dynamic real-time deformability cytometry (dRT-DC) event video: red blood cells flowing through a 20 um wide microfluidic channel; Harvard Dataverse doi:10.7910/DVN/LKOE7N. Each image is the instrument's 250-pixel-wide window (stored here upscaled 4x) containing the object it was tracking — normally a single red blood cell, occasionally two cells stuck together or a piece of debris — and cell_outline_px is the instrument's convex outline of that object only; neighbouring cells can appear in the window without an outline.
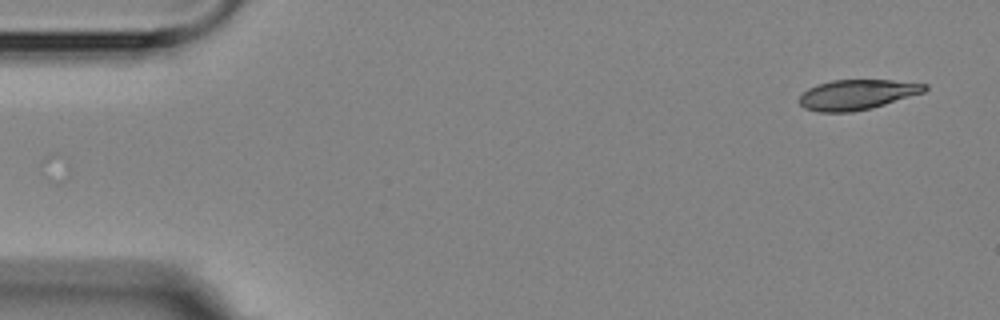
{"species": "Egyptian fruit bat (a non-hibernating species)", "species_latin": "Rousettus aegyptiacus", "temperature_condition": "room temperature", "stored_images_in_passage": 9, "camera_frame_rate_fps": 3000, "um_per_image_px": 0.085, "animal": {"sex": "female"}, "frame": {"image": 1, "passage_image": 1, "time_ms": 0.0, "image_size_px": [1000, 320], "cell_outline_px": [[928, 88], [924, 92], [872, 108], [852, 112], [820, 112], [804, 108], [800, 104], [800, 96], [808, 88], [816, 84], [832, 80], [892, 80], [928, 84]], "centroid_in_image_um": [72.85, 8.04], "position_along_channel_um": 12.2, "area_um2": 21.96}}
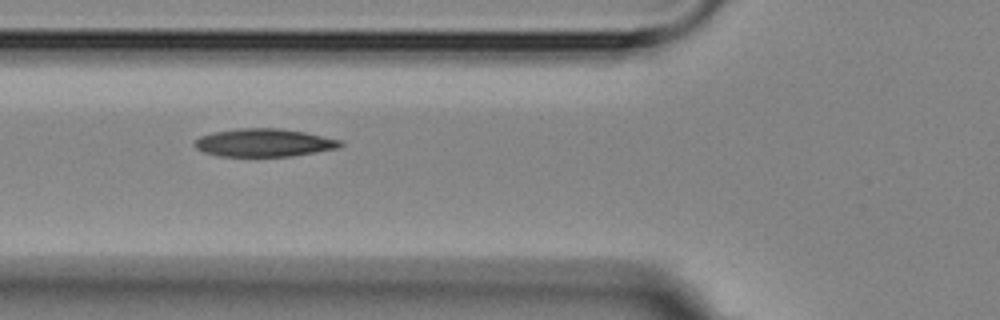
{"frame": {"image": 2, "passage_image": 6, "time_ms": 5.667, "image_size_px": [1000, 320], "cell_outline_px": [[344, 144], [340, 148], [292, 156], [216, 156], [204, 152], [196, 148], [192, 144], [200, 136], [212, 132], [240, 128], [280, 128], [304, 132], [340, 140]], "centroid_in_image_um": [22.42, 12.13], "position_along_channel_um": 103.4, "area_um2": 23.81}}
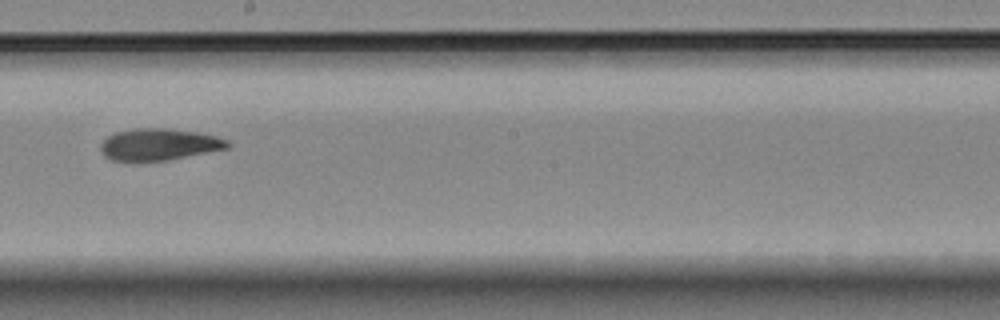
{"frame": {"image": 3, "passage_image": 9, "time_ms": 9.333, "image_size_px": [1000, 320], "cell_outline_px": [[232, 144], [228, 148], [168, 160], [112, 160], [104, 156], [100, 152], [100, 144], [108, 136], [116, 132], [132, 128], [168, 128], [200, 132], [216, 136], [228, 140]], "centroid_in_image_um": [13.53, 12.26], "position_along_channel_um": 234.7, "area_um2": 23.52}}